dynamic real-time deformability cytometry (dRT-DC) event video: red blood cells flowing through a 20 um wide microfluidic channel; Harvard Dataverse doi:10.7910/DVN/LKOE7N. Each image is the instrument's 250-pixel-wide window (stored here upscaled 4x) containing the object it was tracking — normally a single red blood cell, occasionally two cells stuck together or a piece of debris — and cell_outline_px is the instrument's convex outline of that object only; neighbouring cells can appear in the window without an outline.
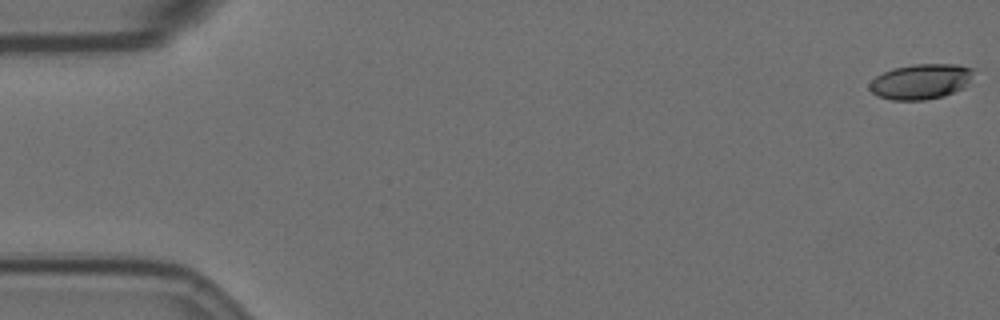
{"species": "Egyptian fruit bat (a non-hibernating species)", "species_latin": "Rousettus aegyptiacus", "temperature_condition": "room temperature", "stored_images_in_passage": 58, "camera_frame_rate_fps": 3000, "um_per_image_px": 0.085, "animal": {"sex": "female"}, "frame": {"image": 1, "passage_image": 1, "time_ms": 0.0, "image_size_px": [1000, 320], "cell_outline_px": [[976, 68], [968, 84], [964, 88], [944, 96], [924, 100], [892, 100], [876, 96], [868, 88], [868, 84], [876, 76], [892, 68], [912, 64], [960, 64]], "centroid_in_image_um": [78.29, 6.92], "position_along_channel_um": 6.7, "area_um2": 21.79}}
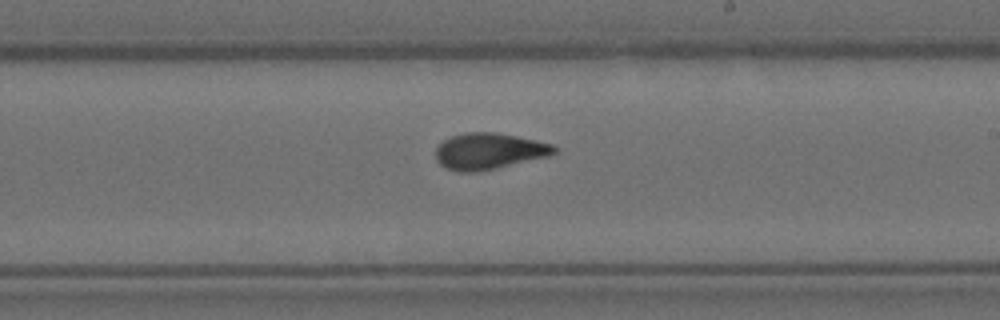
{"frame": {"image": 2, "passage_image": 34, "time_ms": 11.0, "image_size_px": [1000, 320], "cell_outline_px": [[560, 148], [556, 152], [548, 156], [496, 168], [476, 172], [456, 172], [444, 168], [436, 160], [436, 148], [444, 140], [452, 136], [464, 132], [496, 132], [536, 140], [552, 144]], "centroid_in_image_um": [41.55, 12.85], "position_along_channel_um": 247.4, "area_um2": 25.14}}
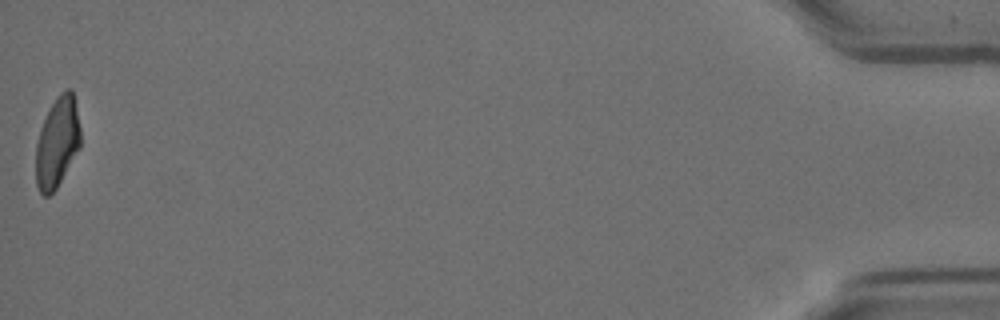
{"frame": {"image": 3, "passage_image": 58, "time_ms": 19.0, "image_size_px": [1000, 320], "cell_outline_px": [[80, 148], [56, 188], [48, 196], [44, 196], [40, 192], [36, 184], [36, 144], [40, 128], [56, 96], [64, 88], [72, 88], [80, 128]], "centroid_in_image_um": [4.87, 12.08], "position_along_channel_um": 430.3, "area_um2": 23.41}, "authors_computed_cell_mechanics": {"area_um2": 24.1604, "velocity_mm_per_s": 3.5355, "shape_relaxation_time_tau1_ms": 6.2422, "shape_relaxation_time_tau2_ms": 1.9908, "deformation_change_tau1": 0.1983, "deformation_change_tau2": 0.0896}}